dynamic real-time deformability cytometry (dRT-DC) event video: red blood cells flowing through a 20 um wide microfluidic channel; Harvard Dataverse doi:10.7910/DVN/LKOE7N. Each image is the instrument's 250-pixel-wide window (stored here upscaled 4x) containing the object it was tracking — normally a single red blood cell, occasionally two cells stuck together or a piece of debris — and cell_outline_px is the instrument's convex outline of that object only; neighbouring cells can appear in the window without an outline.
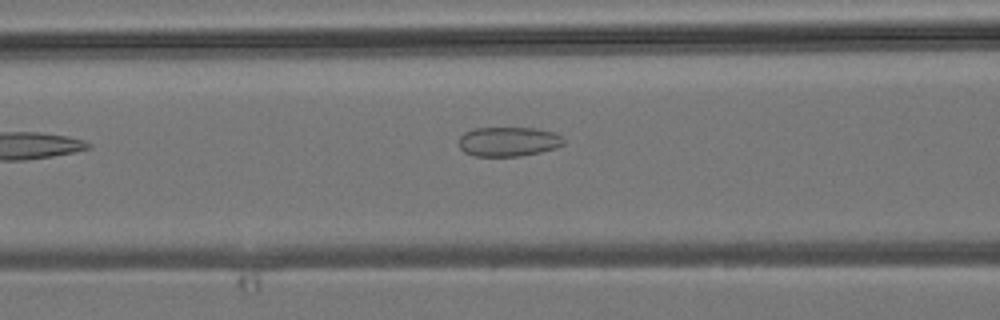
{"species": "common noctule bat (a hibernating species)", "species_latin": "Nyctalus noctula", "temperature_condition": "room temperature", "stored_images_in_passage": 6, "camera_frame_rate_fps": 3000, "um_per_image_px": 0.085, "animal": {"sex": "male", "body_mass_g": 19.2, "forearm_length_mm": 51.8}, "frame": {"image": 1, "passage_image": 6, "time_ms": 6.0, "image_size_px": [1000, 320], "cell_outline_px": [[564, 144], [556, 148], [540, 152], [520, 156], [476, 156], [464, 152], [460, 148], [460, 136], [464, 132], [476, 128], [536, 128], [552, 132], [560, 136], [564, 140]], "centroid_in_image_um": [43.21, 12.04], "position_along_channel_um": 123.4, "area_um2": 17.92}}